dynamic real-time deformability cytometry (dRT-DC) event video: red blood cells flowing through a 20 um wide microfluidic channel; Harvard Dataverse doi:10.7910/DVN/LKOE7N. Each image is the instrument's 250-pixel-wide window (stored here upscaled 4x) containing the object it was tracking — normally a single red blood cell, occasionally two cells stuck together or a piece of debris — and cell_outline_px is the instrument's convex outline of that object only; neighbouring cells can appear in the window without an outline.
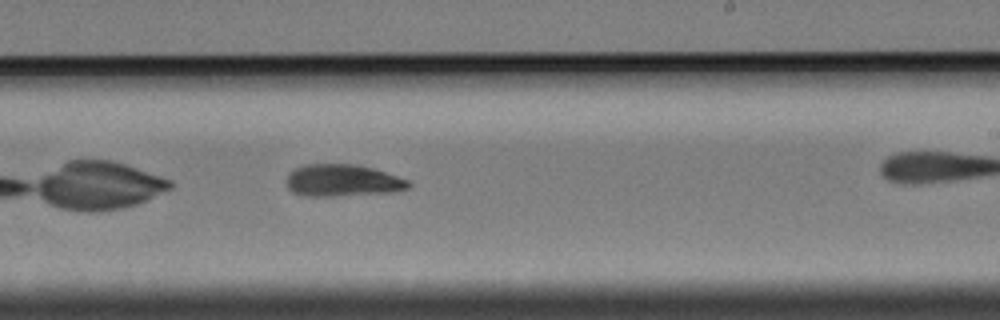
{"species": "Egyptian fruit bat (a non-hibernating species)", "species_latin": "Rousettus aegyptiacus", "temperature_condition": "cold", "stored_images_in_passage": 30, "camera_frame_rate_fps": 3000, "um_per_image_px": 0.085, "animal": {"sex": "female"}, "frame": {"image": 1, "passage_image": 18, "time_ms": 5.667, "image_size_px": [1000, 320], "cell_outline_px": [[412, 184], [408, 188], [388, 192], [332, 196], [304, 196], [292, 192], [288, 188], [288, 172], [304, 164], [356, 164], [372, 168], [408, 180]], "centroid_in_image_um": [29.08, 15.33], "position_along_channel_um": 259.9, "area_um2": 22.54}}